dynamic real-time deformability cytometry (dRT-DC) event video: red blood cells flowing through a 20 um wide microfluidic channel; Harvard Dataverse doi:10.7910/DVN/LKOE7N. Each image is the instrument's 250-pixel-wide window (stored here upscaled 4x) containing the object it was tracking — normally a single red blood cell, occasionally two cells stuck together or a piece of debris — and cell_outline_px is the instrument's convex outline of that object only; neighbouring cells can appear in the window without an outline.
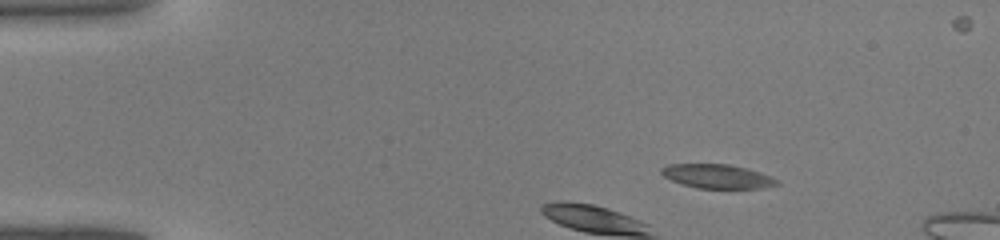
{"species": "common noctule bat (a hibernating species)", "species_latin": "Nyctalus noctula", "temperature_condition": "warm", "stored_images_in_passage": 6, "camera_frame_rate_fps": 3000, "um_per_image_px": 0.085, "animal": {"sex": "male", "body_mass_g": 19.0, "forearm_length_mm": 50.8}, "frame": {"image": 1, "passage_image": 1, "time_ms": 0.0, "image_size_px": [1000, 240], "cell_outline_px": [[780, 184], [764, 188], [696, 188], [672, 180], [664, 176], [660, 172], [660, 168], [668, 164], [728, 164], [760, 172], [772, 176], [780, 180]], "centroid_in_image_um": [61.0, 14.99], "position_along_channel_um": 24.0, "area_um2": 16.18}}